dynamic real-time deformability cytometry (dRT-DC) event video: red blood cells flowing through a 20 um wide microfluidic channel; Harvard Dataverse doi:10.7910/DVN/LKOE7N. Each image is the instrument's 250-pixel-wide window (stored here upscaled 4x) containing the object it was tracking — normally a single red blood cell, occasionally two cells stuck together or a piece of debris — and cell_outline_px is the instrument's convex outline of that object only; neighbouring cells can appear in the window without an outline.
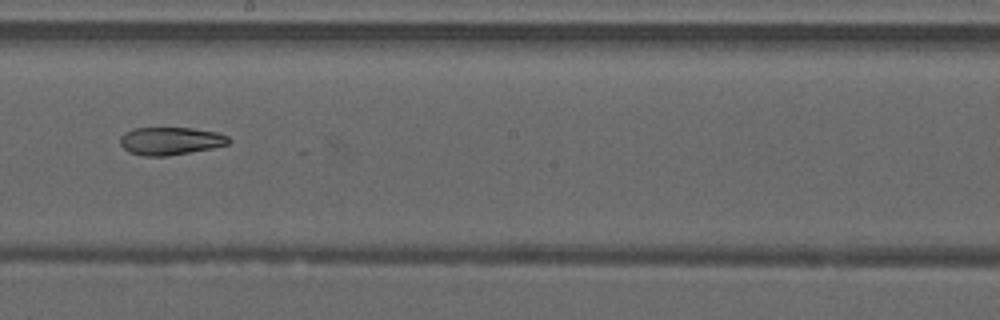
{"species": "common noctule bat (a hibernating species)", "species_latin": "Nyctalus noctula", "temperature_condition": "warm", "stored_images_in_passage": 17, "camera_frame_rate_fps": 3000, "um_per_image_px": 0.085, "animal": {"sex": "male", "forearm_length_mm": 52.5}, "frame": {"image": 1, "passage_image": 12, "time_ms": 3.667, "image_size_px": [1000, 320], "cell_outline_px": [[232, 140], [228, 144], [212, 148], [168, 156], [144, 156], [128, 152], [120, 144], [120, 136], [124, 132], [132, 128], [192, 128], [216, 132], [228, 136]], "centroid_in_image_um": [14.47, 11.98], "position_along_channel_um": 233.7, "area_um2": 17.69}}